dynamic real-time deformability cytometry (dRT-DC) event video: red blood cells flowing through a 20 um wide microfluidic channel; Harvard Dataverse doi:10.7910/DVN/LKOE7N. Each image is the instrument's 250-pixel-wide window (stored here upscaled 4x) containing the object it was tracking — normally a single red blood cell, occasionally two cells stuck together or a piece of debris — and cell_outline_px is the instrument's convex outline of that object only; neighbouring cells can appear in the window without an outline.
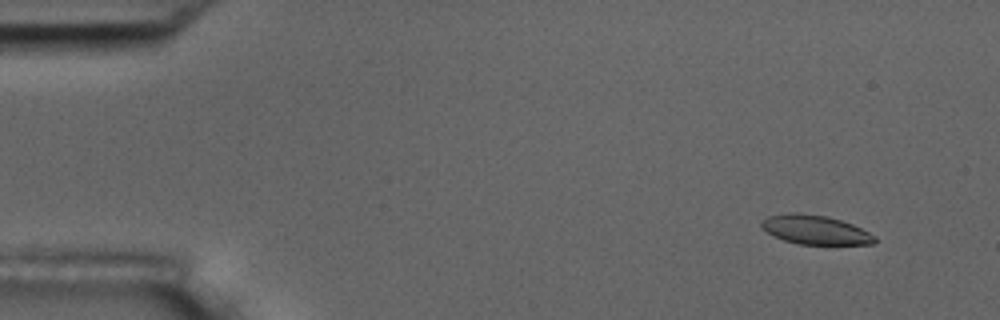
{"species": "common noctule bat (a hibernating species)", "species_latin": "Nyctalus noctula", "temperature_condition": "room temperature", "stored_images_in_passage": 56, "camera_frame_rate_fps": 3000, "um_per_image_px": 0.085, "animal": {"sex": "male", "body_mass_g": 17.5, "forearm_length_mm": 52.3}, "frame": {"image": 1, "passage_image": 5, "time_ms": 1.333, "image_size_px": [1000, 320], "cell_outline_px": [[876, 240], [872, 244], [800, 244], [784, 240], [768, 232], [760, 224], [768, 216], [788, 212], [800, 212], [828, 216], [852, 224], [876, 236]], "centroid_in_image_um": [69.31, 19.52], "position_along_channel_um": 15.7, "area_um2": 19.02}}
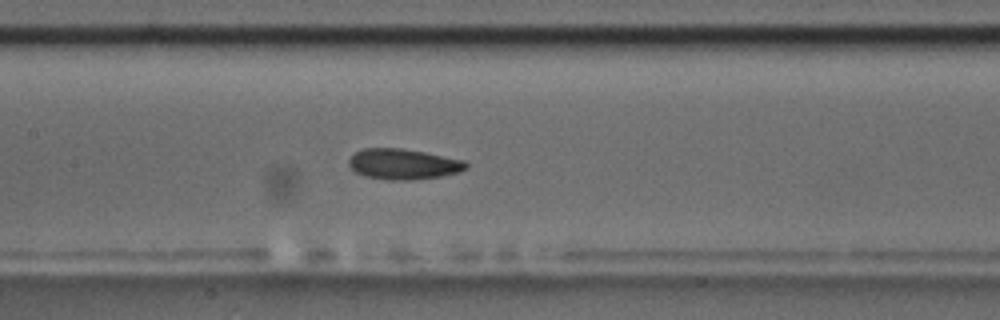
{"frame": {"image": 2, "passage_image": 27, "time_ms": 8.667, "image_size_px": [1000, 320], "cell_outline_px": [[468, 168], [460, 172], [440, 176], [412, 180], [388, 180], [364, 176], [356, 172], [348, 164], [348, 160], [356, 152], [364, 148], [400, 148], [424, 152], [464, 160], [468, 164]], "centroid_in_image_um": [34.29, 13.95], "position_along_channel_um": 173.1, "area_um2": 20.87}}
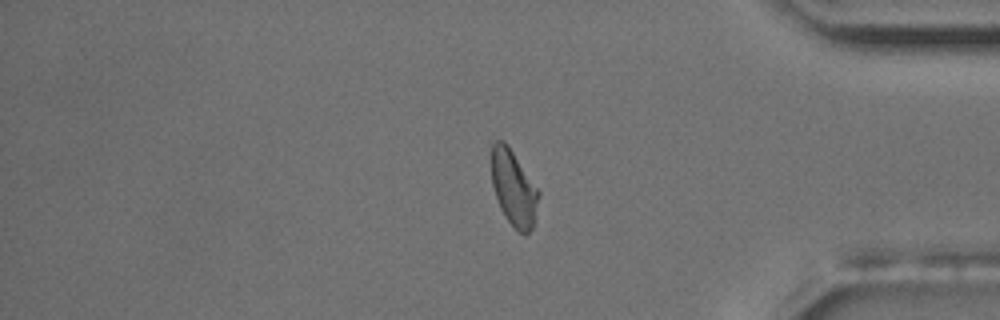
{"frame": {"image": 3, "passage_image": 47, "time_ms": 15.333, "image_size_px": [1000, 320], "cell_outline_px": [[540, 192], [532, 228], [524, 236], [508, 220], [500, 208], [492, 184], [492, 144], [496, 140], [504, 140], [508, 144]], "centroid_in_image_um": [43.66, 15.95], "position_along_channel_um": 391.5, "area_um2": 20.46}, "authors_computed_cell_mechanics": {"area_um2": 20.8369, "velocity_mm_per_s": 3.6246, "shape_relaxation_time_tau1_ms": 4.0837, "shape_relaxation_time_tau2_ms": 2.3247, "deformation_change_tau1": 0.1454, "deformation_change_tau2": 0.0844}}